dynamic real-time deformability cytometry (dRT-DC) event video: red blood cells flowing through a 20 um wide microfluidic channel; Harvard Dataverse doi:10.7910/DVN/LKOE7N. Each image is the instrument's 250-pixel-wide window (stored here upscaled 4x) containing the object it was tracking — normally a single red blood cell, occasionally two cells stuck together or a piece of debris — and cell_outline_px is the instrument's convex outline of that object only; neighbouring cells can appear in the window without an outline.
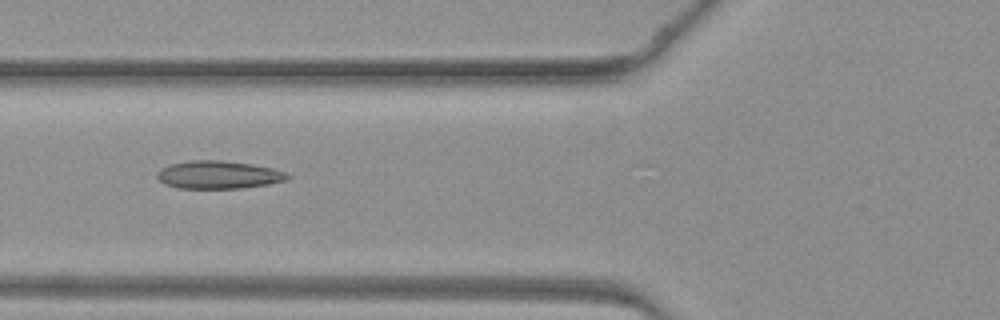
{"species": "common noctule bat (a hibernating species)", "species_latin": "Nyctalus noctula", "temperature_condition": "warm", "stored_images_in_passage": 31, "camera_frame_rate_fps": 3000, "um_per_image_px": 0.085, "animal": {"sex": "female", "body_mass_g": 19.3, "forearm_length_mm": 54.1}, "frame": {"image": 1, "passage_image": 3, "time_ms": 0.667, "image_size_px": [1000, 320], "cell_outline_px": [[288, 180], [268, 184], [240, 188], [180, 188], [164, 184], [156, 176], [156, 172], [160, 168], [168, 164], [192, 160], [220, 160], [252, 164], [272, 168], [284, 172], [288, 176]], "centroid_in_image_um": [18.52, 14.85], "position_along_channel_um": 107.3, "area_um2": 21.15}}
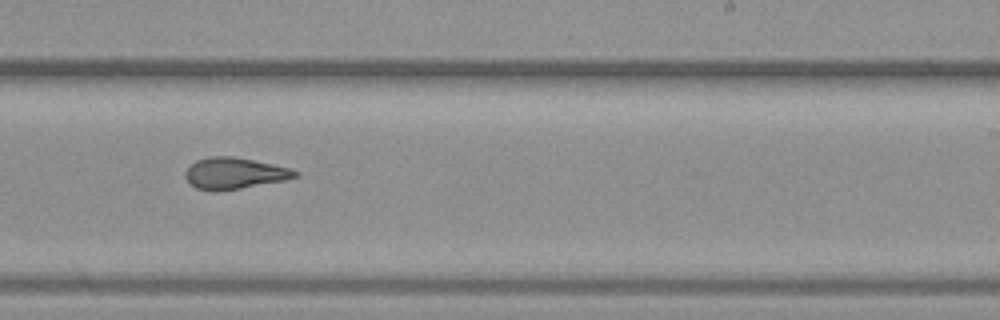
{"frame": {"image": 2, "passage_image": 14, "time_ms": 4.333, "image_size_px": [1000, 320], "cell_outline_px": [[300, 176], [284, 180], [240, 188], [216, 192], [212, 192], [196, 188], [184, 176], [184, 172], [196, 160], [208, 156], [232, 156], [272, 164], [288, 168], [300, 172]], "centroid_in_image_um": [19.9, 14.73], "position_along_channel_um": 269.1, "area_um2": 20.0}}
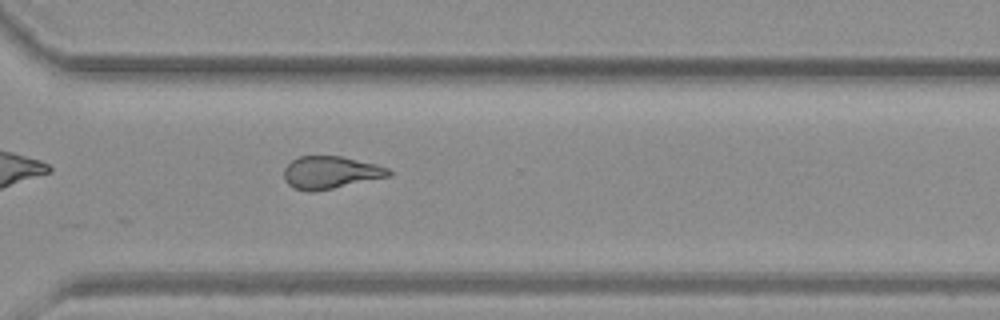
{"frame": {"image": 3, "passage_image": 19, "time_ms": 6.0, "image_size_px": [1000, 320], "cell_outline_px": [[392, 176], [316, 192], [308, 192], [296, 188], [288, 184], [284, 180], [284, 168], [292, 160], [300, 156], [340, 156], [376, 164], [388, 168], [392, 172]], "centroid_in_image_um": [28.11, 14.67], "position_along_channel_um": 342.5, "area_um2": 20.0}}